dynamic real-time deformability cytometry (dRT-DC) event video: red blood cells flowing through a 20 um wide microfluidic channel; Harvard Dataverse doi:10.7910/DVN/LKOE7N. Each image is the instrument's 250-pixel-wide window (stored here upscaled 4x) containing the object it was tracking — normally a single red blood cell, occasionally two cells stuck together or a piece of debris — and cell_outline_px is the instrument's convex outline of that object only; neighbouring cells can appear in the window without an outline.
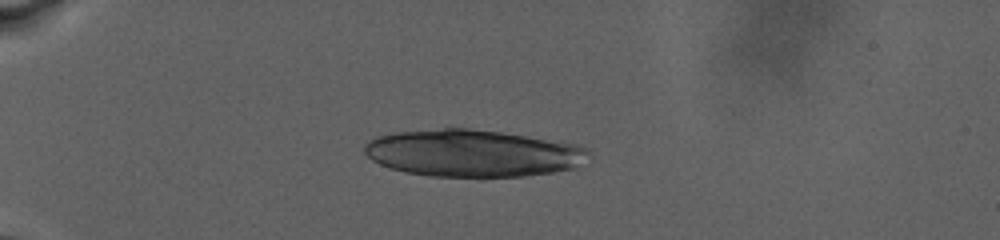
{"species": "human", "species_latin": "Homo sapiens", "temperature_condition": "warm", "stored_images_in_passage": 42, "camera_frame_rate_fps": 3000, "um_per_image_px": 0.085, "donor": {"sex": "male"}, "frame": {"image": 1, "passage_image": 1, "time_ms": 0.0, "image_size_px": [1000, 240], "cell_outline_px": [[592, 156], [572, 168], [552, 172], [524, 176], [480, 180], [432, 176], [404, 172], [380, 164], [372, 160], [364, 152], [364, 144], [376, 136], [396, 132], [444, 128], [468, 128], [500, 132], [560, 140], [580, 144], [588, 148]], "centroid_in_image_um": [40.24, 13.05], "position_along_channel_um": 44.8, "area_um2": 63.06}}